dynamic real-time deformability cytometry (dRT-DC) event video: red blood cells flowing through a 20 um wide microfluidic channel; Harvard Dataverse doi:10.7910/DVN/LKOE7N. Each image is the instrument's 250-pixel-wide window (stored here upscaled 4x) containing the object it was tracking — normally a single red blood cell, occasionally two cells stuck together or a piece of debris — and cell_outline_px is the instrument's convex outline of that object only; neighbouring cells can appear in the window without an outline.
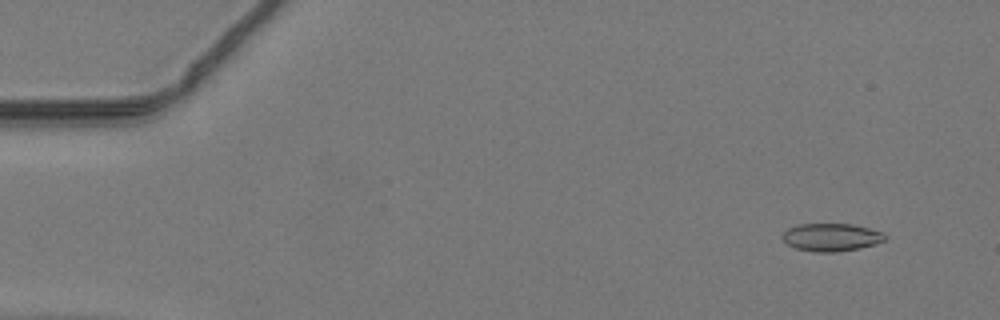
{"species": "common noctule bat (a hibernating species)", "species_latin": "Nyctalus noctula", "temperature_condition": "warm", "stored_images_in_passage": 49, "camera_frame_rate_fps": 3000, "um_per_image_px": 0.085, "animal": {"sex": "male", "body_mass_g": 19.2, "forearm_length_mm": 51.8}, "frame": {"image": 1, "passage_image": 4, "time_ms": 1.0, "image_size_px": [1000, 320], "cell_outline_px": [[884, 240], [876, 244], [860, 248], [836, 252], [816, 252], [796, 248], [788, 244], [780, 236], [788, 228], [800, 224], [852, 224], [884, 232]], "centroid_in_image_um": [70.65, 20.16], "position_along_channel_um": 14.3, "area_um2": 16.53}}
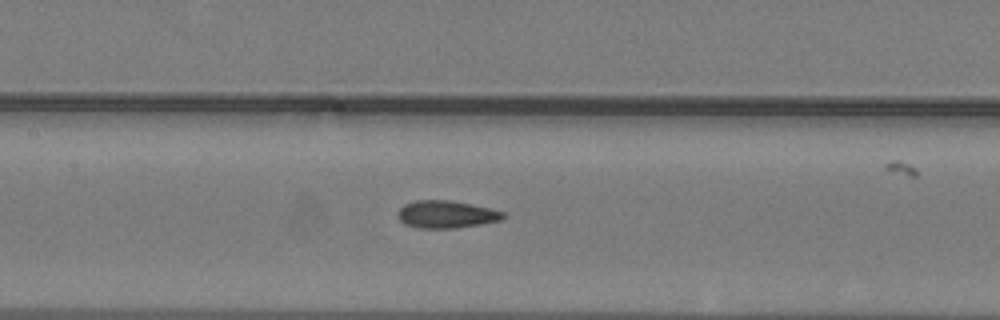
{"frame": {"image": 2, "passage_image": 23, "time_ms": 7.333, "image_size_px": [1000, 320], "cell_outline_px": [[508, 216], [500, 220], [480, 224], [456, 228], [416, 228], [404, 224], [400, 220], [400, 208], [404, 204], [416, 200], [448, 200], [472, 204], [492, 208], [504, 212]], "centroid_in_image_um": [37.98, 18.22], "position_along_channel_um": 169.4, "area_um2": 16.88}}
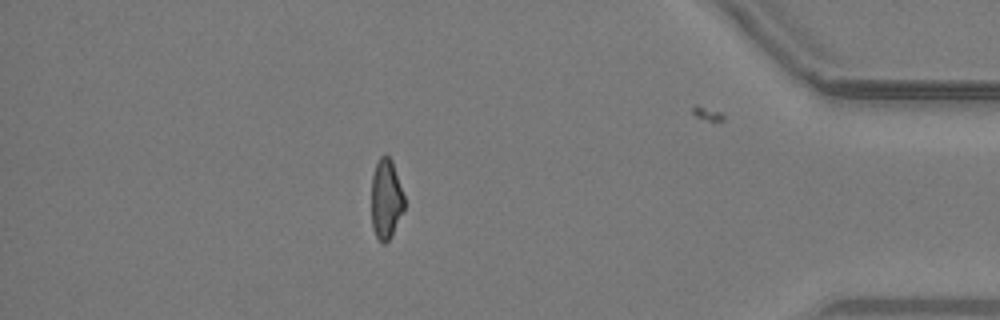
{"frame": {"image": 3, "passage_image": 42, "time_ms": 13.667, "image_size_px": [1000, 320], "cell_outline_px": [[404, 208], [392, 236], [384, 244], [380, 244], [372, 228], [372, 176], [376, 164], [380, 156], [388, 156], [392, 160], [404, 196]], "centroid_in_image_um": [32.81, 16.96], "position_along_channel_um": 402.4, "area_um2": 15.26}}